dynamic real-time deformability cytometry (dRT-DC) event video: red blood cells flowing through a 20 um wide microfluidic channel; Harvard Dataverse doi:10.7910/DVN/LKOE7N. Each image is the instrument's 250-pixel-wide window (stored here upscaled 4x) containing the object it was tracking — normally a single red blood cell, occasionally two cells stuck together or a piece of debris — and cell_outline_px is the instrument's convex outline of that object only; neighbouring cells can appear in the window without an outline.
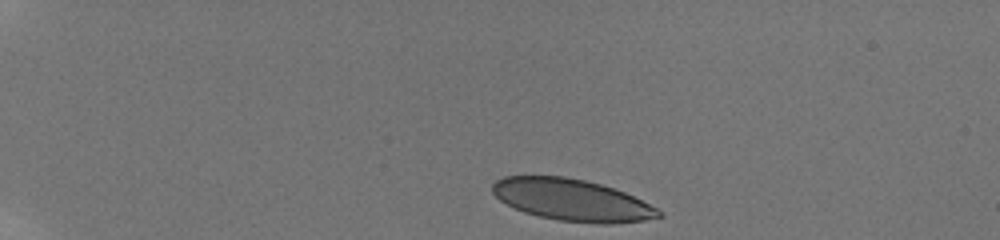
{"species": "human", "species_latin": "Homo sapiens", "temperature_condition": "room temperature", "stored_images_in_passage": 41, "camera_frame_rate_fps": 3000, "um_per_image_px": 0.085, "donor": {"sex": "male"}, "frame": {"image": 1, "passage_image": 1, "time_ms": 0.0, "image_size_px": [1000, 240], "cell_outline_px": [[664, 216], [644, 220], [612, 224], [600, 224], [560, 220], [540, 216], [524, 212], [500, 200], [492, 192], [492, 184], [496, 180], [504, 176], [564, 176], [584, 180], [600, 184], [624, 192], [664, 212]], "centroid_in_image_um": [48.62, 17.0], "position_along_channel_um": 36.4, "area_um2": 40.11}}
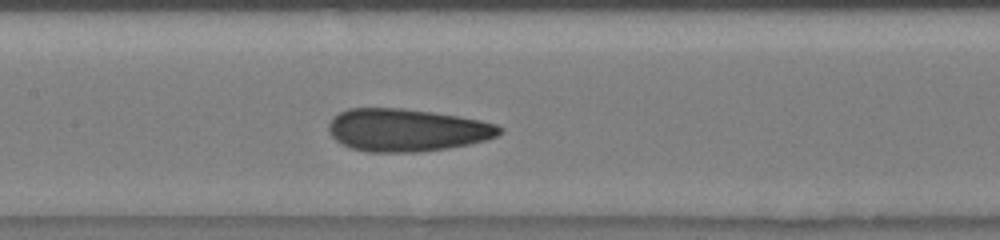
{"frame": {"image": 2, "passage_image": 19, "time_ms": 6.0, "image_size_px": [1000, 240], "cell_outline_px": [[504, 132], [496, 136], [484, 140], [468, 144], [448, 148], [416, 152], [368, 152], [352, 148], [340, 144], [332, 136], [328, 128], [328, 124], [340, 112], [348, 108], [400, 108], [432, 112], [480, 120], [496, 124], [504, 128]], "centroid_in_image_um": [34.58, 11.06], "position_along_channel_um": 172.8, "area_um2": 42.31}}
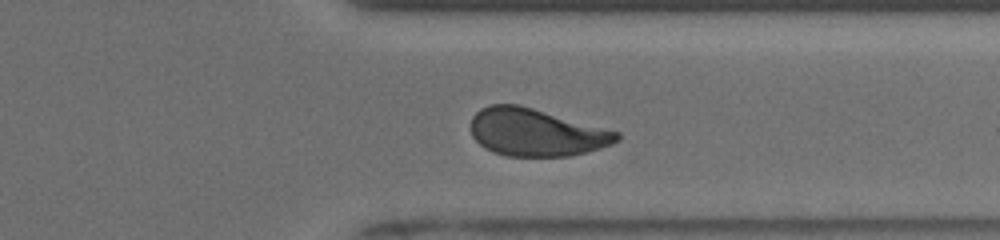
{"frame": {"image": 3, "passage_image": 34, "time_ms": 11.0, "image_size_px": [1000, 240], "cell_outline_px": [[620, 140], [612, 144], [600, 148], [568, 156], [508, 156], [492, 152], [484, 148], [472, 136], [472, 116], [480, 108], [488, 104], [520, 104], [620, 132]], "centroid_in_image_um": [45.56, 11.24], "position_along_channel_um": 365.8, "area_um2": 40.52}, "authors_computed_cell_mechanics": {"area_um2": 41.7316, "velocity_mm_per_s": 3.8612, "shape_relaxation_time_tau1_ms": null, "shape_relaxation_time_tau2_ms": 1.1285, "deformation_change_tau1": null, "deformation_change_tau2": 0.0734}}